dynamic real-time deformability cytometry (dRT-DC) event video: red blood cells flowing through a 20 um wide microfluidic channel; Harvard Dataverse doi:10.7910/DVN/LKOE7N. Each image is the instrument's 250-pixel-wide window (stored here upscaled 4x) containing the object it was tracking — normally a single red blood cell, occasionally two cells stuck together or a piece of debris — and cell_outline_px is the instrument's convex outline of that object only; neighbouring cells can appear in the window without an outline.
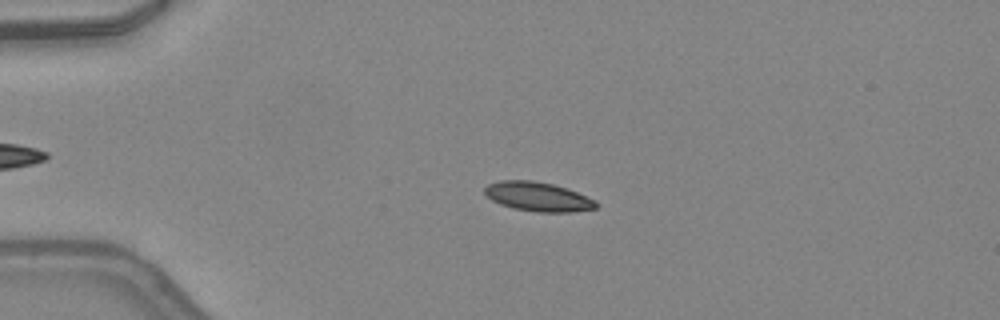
{"species": "common noctule bat (a hibernating species)", "species_latin": "Nyctalus noctula", "temperature_condition": "warm", "stored_images_in_passage": 43, "camera_frame_rate_fps": 3000, "um_per_image_px": 0.085, "animal": {"sex": "female", "body_mass_g": 24.6, "forearm_length_mm": 56.2}, "frame": {"image": 1, "passage_image": 12, "time_ms": 3.667, "image_size_px": [1000, 320], "cell_outline_px": [[596, 208], [572, 212], [536, 212], [512, 208], [500, 204], [492, 200], [484, 192], [484, 188], [488, 184], [500, 180], [532, 180], [552, 184], [576, 192], [596, 200]], "centroid_in_image_um": [45.69, 16.72], "position_along_channel_um": 39.3, "area_um2": 18.84}}
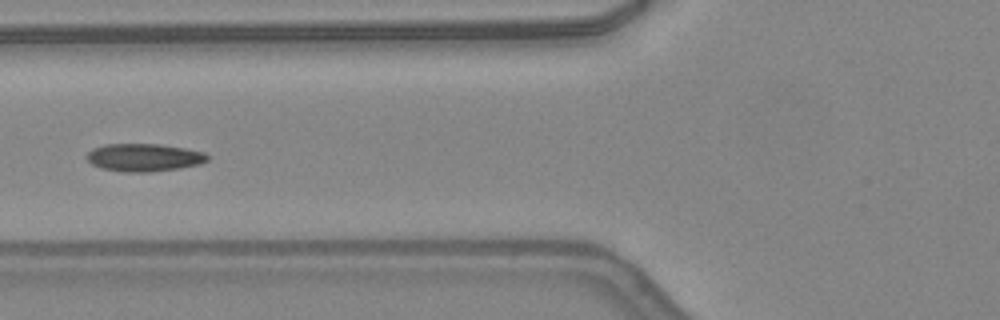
{"frame": {"image": 2, "passage_image": 20, "time_ms": 6.333, "image_size_px": [1000, 320], "cell_outline_px": [[208, 160], [200, 164], [180, 168], [148, 172], [124, 172], [100, 168], [92, 164], [88, 160], [88, 152], [92, 148], [104, 144], [160, 144], [184, 148], [204, 152], [208, 156]], "centroid_in_image_um": [12.24, 13.38], "position_along_channel_um": 113.6, "area_um2": 19.54}}
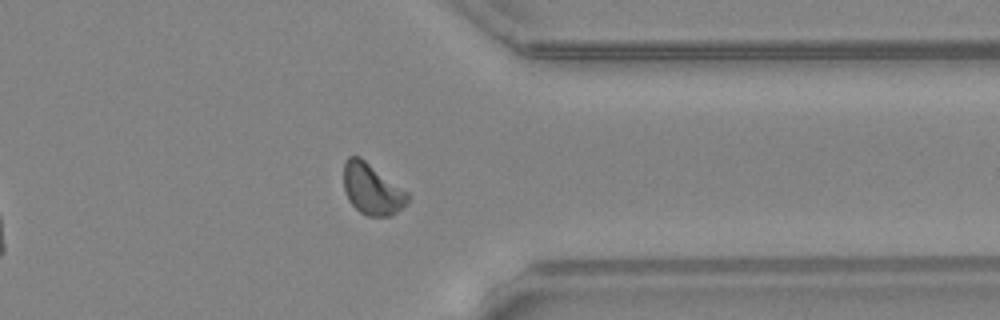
{"frame": {"image": 3, "passage_image": 39, "time_ms": 12.667, "image_size_px": [1000, 320], "cell_outline_px": [[412, 196], [392, 216], [368, 216], [360, 212], [348, 200], [344, 188], [344, 160], [348, 156], [360, 156], [408, 192]], "centroid_in_image_um": [31.61, 16.06], "position_along_channel_um": 379.8, "area_um2": 19.02}, "authors_computed_cell_mechanics": {"area_um2": 18.6694, "velocity_mm_per_s": 4.2937, "shape_relaxation_time_tau1_ms": 5.1545, "shape_relaxation_time_tau2_ms": 1.0806, "deformation_change_tau1": 0.1389, "deformation_change_tau2": 0.0612}}